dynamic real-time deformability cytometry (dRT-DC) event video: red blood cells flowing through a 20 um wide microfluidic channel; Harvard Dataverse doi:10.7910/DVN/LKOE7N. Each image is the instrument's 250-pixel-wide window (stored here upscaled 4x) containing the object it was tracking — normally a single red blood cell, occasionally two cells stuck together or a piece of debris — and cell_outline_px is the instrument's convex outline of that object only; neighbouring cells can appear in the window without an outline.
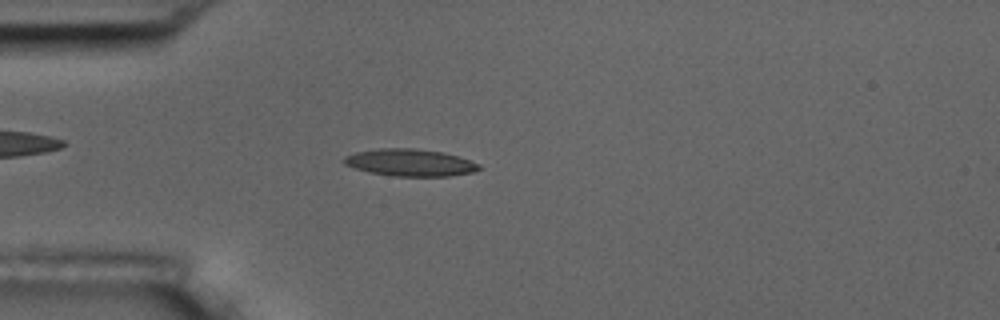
{"species": "common noctule bat (a hibernating species)", "species_latin": "Nyctalus noctula", "temperature_condition": "room temperature", "stored_images_in_passage": 54, "camera_frame_rate_fps": 3000, "um_per_image_px": 0.085, "animal": {"sex": "male", "body_mass_g": 17.5, "forearm_length_mm": 52.3}, "frame": {"image": 1, "passage_image": 15, "time_ms": 4.667, "image_size_px": [1000, 320], "cell_outline_px": [[480, 168], [472, 172], [448, 176], [396, 176], [368, 172], [344, 164], [344, 156], [356, 152], [376, 148], [412, 148], [444, 152], [480, 164]], "centroid_in_image_um": [34.83, 13.81], "position_along_channel_um": 50.2, "area_um2": 21.15}}
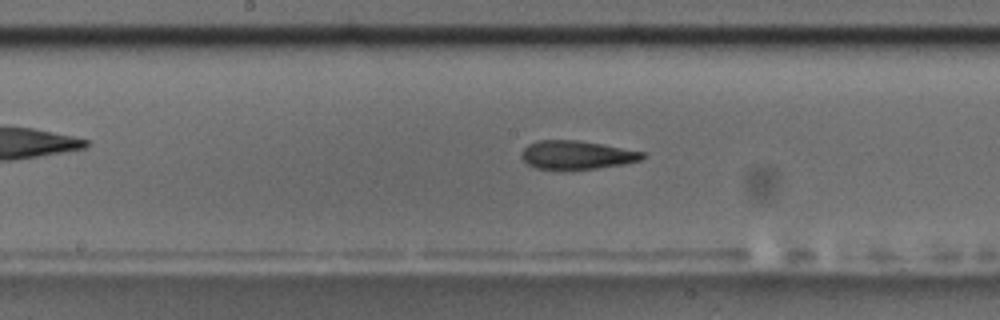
{"frame": {"image": 2, "passage_image": 28, "time_ms": 9.0, "image_size_px": [1000, 320], "cell_outline_px": [[644, 156], [640, 160], [624, 164], [596, 168], [536, 168], [528, 164], [520, 156], [520, 152], [528, 144], [536, 140], [576, 140], [604, 144], [644, 152]], "centroid_in_image_um": [49.0, 13.14], "position_along_channel_um": 199.2, "area_um2": 19.83}}
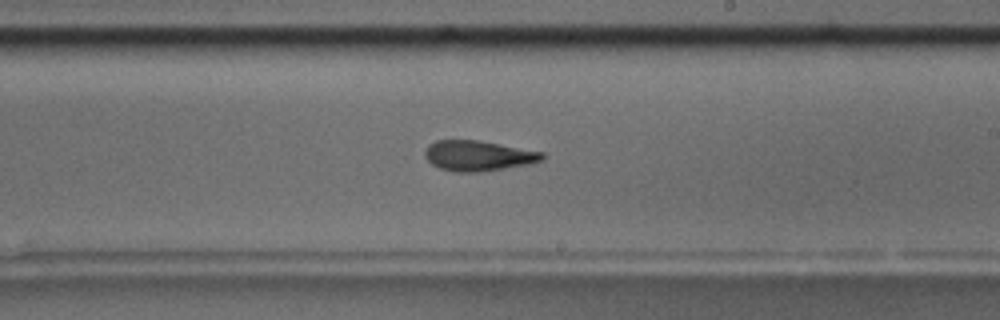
{"frame": {"image": 3, "passage_image": 32, "time_ms": 10.333, "image_size_px": [1000, 320], "cell_outline_px": [[544, 160], [528, 164], [480, 172], [456, 172], [440, 168], [432, 164], [424, 156], [424, 152], [428, 144], [436, 140], [480, 140], [544, 152]], "centroid_in_image_um": [40.64, 13.23], "position_along_channel_um": 248.4, "area_um2": 20.81}, "authors_computed_cell_mechanics": {"area_um2": 20.3167, "velocity_mm_per_s": 3.7067, "shape_relaxation_time_tau1_ms": 4.5988, "shape_relaxation_time_tau2_ms": 3.3312, "deformation_change_tau1": 0.1582, "deformation_change_tau2": 0.1376}}